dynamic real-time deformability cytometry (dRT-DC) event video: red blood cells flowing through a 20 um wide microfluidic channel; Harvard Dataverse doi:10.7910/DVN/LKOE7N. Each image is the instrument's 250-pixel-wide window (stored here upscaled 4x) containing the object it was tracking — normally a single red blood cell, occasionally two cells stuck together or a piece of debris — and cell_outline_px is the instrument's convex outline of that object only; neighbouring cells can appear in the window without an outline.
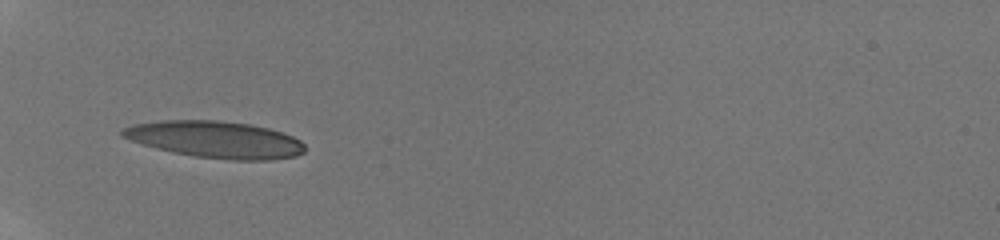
{"species": "human", "species_latin": "Homo sapiens", "temperature_condition": "room temperature", "stored_images_in_passage": 3, "camera_frame_rate_fps": 3000, "um_per_image_px": 0.085, "donor": {"sex": "male"}, "frame": {"image": 1, "passage_image": 1, "time_ms": 0.0, "image_size_px": [1000, 240], "cell_outline_px": [[304, 152], [296, 156], [268, 160], [232, 160], [192, 156], [172, 152], [156, 148], [120, 136], [120, 132], [124, 128], [132, 124], [160, 120], [216, 120], [248, 124], [268, 128], [292, 136], [300, 140], [304, 144]], "centroid_in_image_um": [18.29, 11.86], "position_along_channel_um": 66.7, "area_um2": 39.02}}